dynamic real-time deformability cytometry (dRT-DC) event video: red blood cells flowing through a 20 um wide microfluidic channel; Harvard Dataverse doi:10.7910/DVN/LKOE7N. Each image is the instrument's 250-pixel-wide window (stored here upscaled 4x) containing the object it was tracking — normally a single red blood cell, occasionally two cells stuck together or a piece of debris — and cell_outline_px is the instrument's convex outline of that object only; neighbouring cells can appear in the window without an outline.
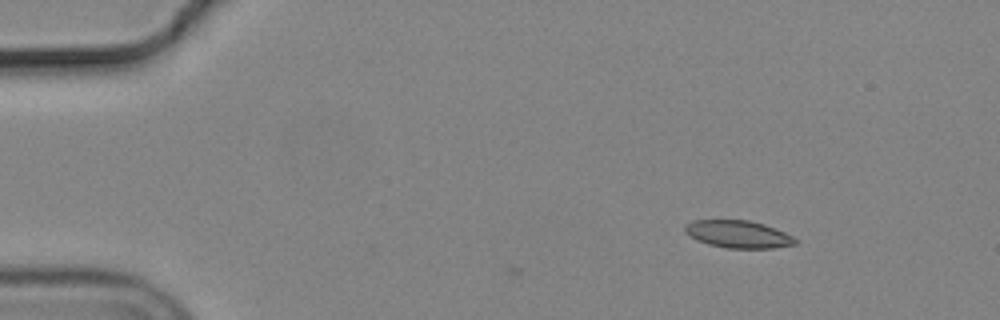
{"species": "common noctule bat (a hibernating species)", "species_latin": "Nyctalus noctula", "temperature_condition": "cold", "stored_images_in_passage": 2, "camera_frame_rate_fps": 3000, "um_per_image_px": 0.085, "animal": {"sex": "male", "body_mass_g": 19.2, "forearm_length_mm": 51.8}, "frame": {"image": 1, "passage_image": 2, "time_ms": 0.333, "image_size_px": [1000, 320], "cell_outline_px": [[800, 240], [796, 244], [772, 248], [724, 248], [708, 244], [696, 240], [688, 236], [684, 232], [684, 224], [692, 220], [748, 220], [764, 224], [784, 232]], "centroid_in_image_um": [62.71, 19.91], "position_along_channel_um": 22.3, "area_um2": 17.86}}